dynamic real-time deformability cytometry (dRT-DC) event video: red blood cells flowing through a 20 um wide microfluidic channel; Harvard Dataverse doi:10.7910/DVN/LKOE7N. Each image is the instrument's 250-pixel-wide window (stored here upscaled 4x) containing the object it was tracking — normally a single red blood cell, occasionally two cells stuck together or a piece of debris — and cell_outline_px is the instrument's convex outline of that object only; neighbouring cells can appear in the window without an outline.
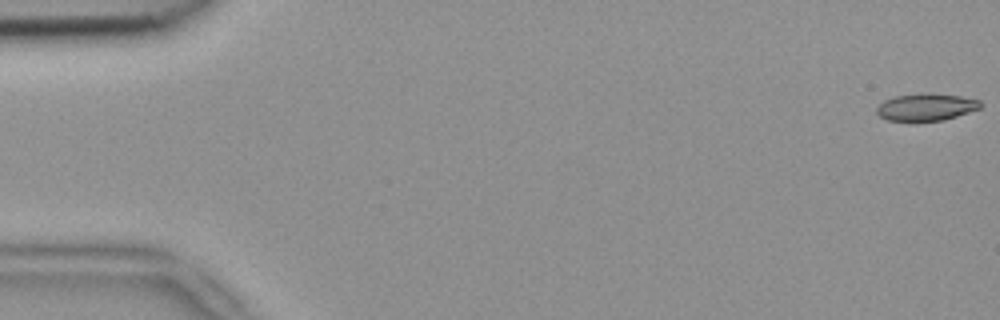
{"species": "common noctule bat (a hibernating species)", "species_latin": "Nyctalus noctula", "temperature_condition": "room temperature", "stored_images_in_passage": 5, "camera_frame_rate_fps": 3000, "um_per_image_px": 0.085, "animal": {"sex": "female", "body_mass_g": 18.4}, "frame": {"image": 1, "passage_image": 1, "time_ms": 0.0, "image_size_px": [1000, 320], "cell_outline_px": [[984, 104], [980, 108], [944, 120], [908, 124], [888, 120], [880, 116], [876, 112], [876, 108], [884, 100], [896, 96], [924, 92], [960, 96], [980, 100]], "centroid_in_image_um": [78.69, 9.14], "position_along_channel_um": 6.3, "area_um2": 17.11}}
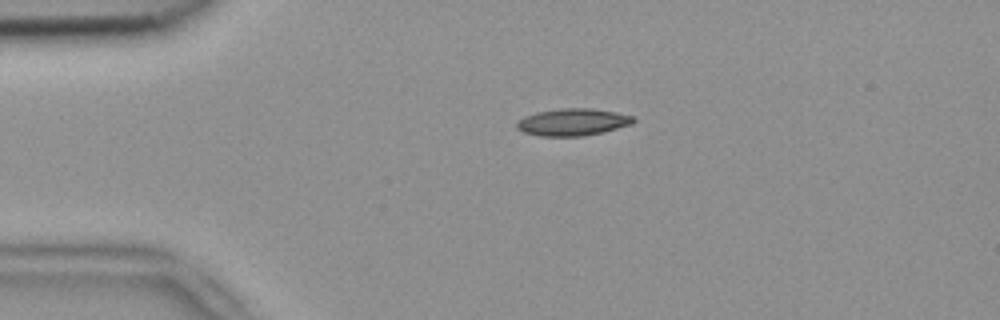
{"frame": {"image": 2, "passage_image": 4, "time_ms": 1.0, "image_size_px": [1000, 320], "cell_outline_px": [[636, 120], [632, 124], [604, 132], [584, 136], [540, 136], [524, 132], [516, 128], [516, 120], [524, 116], [536, 112], [560, 108], [592, 108], [616, 112], [636, 116]], "centroid_in_image_um": [48.69, 10.37], "position_along_channel_um": 36.3, "area_um2": 18.73}}